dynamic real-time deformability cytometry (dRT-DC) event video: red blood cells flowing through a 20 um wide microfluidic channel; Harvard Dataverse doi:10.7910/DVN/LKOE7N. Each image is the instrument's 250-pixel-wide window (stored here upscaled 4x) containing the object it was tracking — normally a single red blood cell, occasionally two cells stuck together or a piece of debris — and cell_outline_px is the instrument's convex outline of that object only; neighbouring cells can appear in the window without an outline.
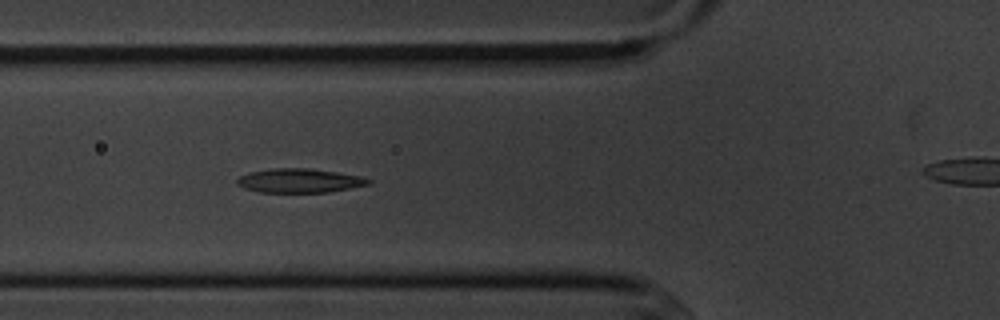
{"species": "common noctule bat (a hibernating species)", "species_latin": "Nyctalus noctula", "temperature_condition": "cold", "stored_images_in_passage": 10, "segment_of_instrument_passage": [1, 2], "camera_frame_rate_fps": 3000, "um_per_image_px": 0.085, "animal": {"sex": "male", "body_mass_g": 20.1, "forearm_length_mm": 53.5}, "frame": {"image": 1, "passage_image": 6, "time_ms": 5.667, "image_size_px": [1000, 320], "cell_outline_px": [[372, 184], [328, 192], [260, 192], [244, 188], [236, 184], [236, 180], [240, 176], [248, 172], [272, 168], [308, 168], [336, 172], [360, 176], [372, 180]], "centroid_in_image_um": [25.44, 15.35], "position_along_channel_um": 100.4, "area_um2": 18.44}}
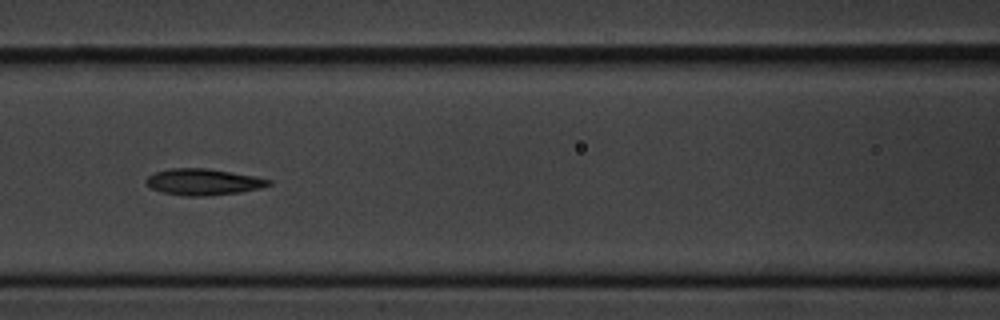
{"frame": {"image": 2, "passage_image": 7, "time_ms": 7.0, "image_size_px": [1000, 320], "cell_outline_px": [[272, 184], [260, 188], [240, 192], [208, 196], [184, 196], [160, 192], [152, 188], [144, 180], [148, 176], [156, 172], [172, 168], [208, 168], [256, 176], [272, 180]], "centroid_in_image_um": [17.3, 15.46], "position_along_channel_um": 149.3, "area_um2": 18.9}}
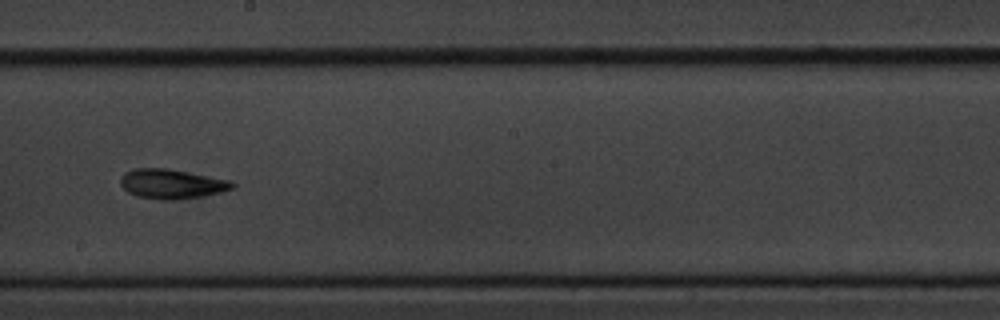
{"frame": {"image": 3, "passage_image": 9, "time_ms": 9.333, "image_size_px": [1000, 320], "cell_outline_px": [[236, 184], [232, 188], [220, 192], [204, 196], [176, 200], [160, 200], [136, 196], [128, 192], [120, 184], [120, 176], [124, 172], [136, 168], [168, 168], [232, 180]], "centroid_in_image_um": [14.59, 15.63], "position_along_channel_um": 233.6, "area_um2": 19.54}}